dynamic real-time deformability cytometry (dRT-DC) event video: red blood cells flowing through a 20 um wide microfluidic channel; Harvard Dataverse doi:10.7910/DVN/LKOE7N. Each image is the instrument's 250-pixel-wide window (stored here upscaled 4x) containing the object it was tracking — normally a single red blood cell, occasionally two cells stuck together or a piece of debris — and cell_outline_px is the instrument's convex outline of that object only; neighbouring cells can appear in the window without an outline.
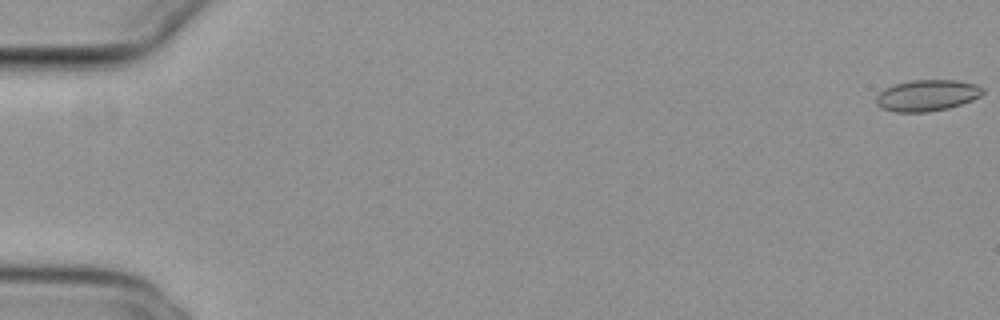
{"species": "common noctule bat (a hibernating species)", "species_latin": "Nyctalus noctula", "temperature_condition": "cold", "stored_images_in_passage": 9, "camera_frame_rate_fps": 3000, "um_per_image_px": 0.085, "animal": {"sex": "female", "body_mass_g": 29.2, "forearm_length_mm": 56.3}, "frame": {"image": 1, "passage_image": 1, "time_ms": 0.0, "image_size_px": [1000, 320], "cell_outline_px": [[984, 92], [980, 96], [972, 100], [948, 108], [928, 112], [896, 112], [880, 108], [876, 104], [876, 96], [884, 88], [896, 84], [912, 80], [956, 80], [976, 84], [984, 88]], "centroid_in_image_um": [78.79, 8.11], "position_along_channel_um": 6.2, "area_um2": 19.48}}